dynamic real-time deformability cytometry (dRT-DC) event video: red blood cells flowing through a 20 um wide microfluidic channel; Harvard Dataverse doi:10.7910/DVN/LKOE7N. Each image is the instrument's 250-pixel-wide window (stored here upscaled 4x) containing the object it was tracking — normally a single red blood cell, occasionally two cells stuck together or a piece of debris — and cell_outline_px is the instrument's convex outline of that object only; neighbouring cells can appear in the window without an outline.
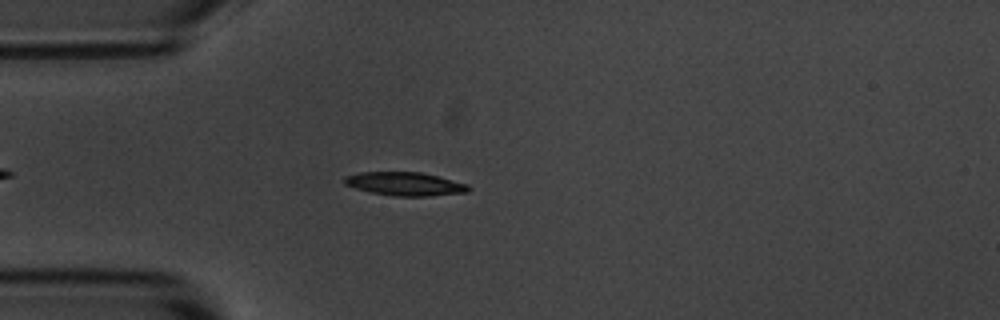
{"species": "common noctule bat (a hibernating species)", "species_latin": "Nyctalus noctula", "temperature_condition": "room temperature", "stored_images_in_passage": 45, "camera_frame_rate_fps": 3000, "um_per_image_px": 0.085, "animal": {"sex": "male", "body_mass_g": 20.1, "forearm_length_mm": 53.5}, "frame": {"image": 1, "passage_image": 8, "time_ms": 2.333, "image_size_px": [1000, 320], "cell_outline_px": [[472, 188], [468, 192], [432, 196], [392, 196], [372, 192], [356, 188], [344, 184], [344, 176], [360, 172], [420, 172], [468, 184]], "centroid_in_image_um": [34.44, 15.63], "position_along_channel_um": 50.6, "area_um2": 16.94}}
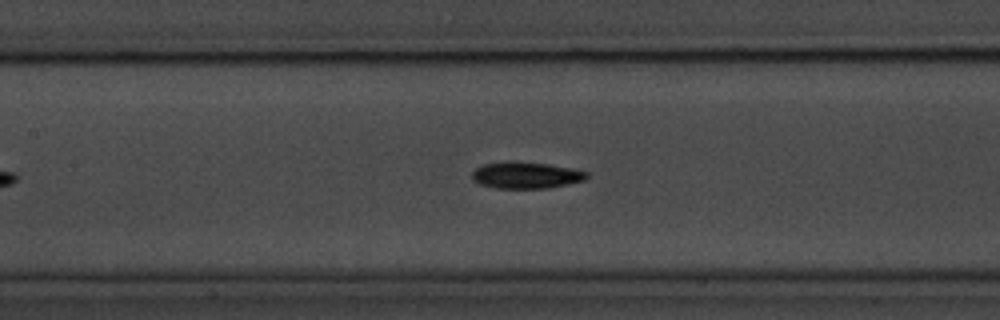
{"frame": {"image": 2, "passage_image": 18, "time_ms": 5.667, "image_size_px": [1000, 320], "cell_outline_px": [[588, 176], [584, 180], [568, 184], [548, 188], [496, 188], [480, 184], [472, 180], [472, 172], [476, 168], [484, 164], [512, 160], [548, 164], [588, 172]], "centroid_in_image_um": [44.67, 14.89], "position_along_channel_um": 162.7, "area_um2": 17.74}}
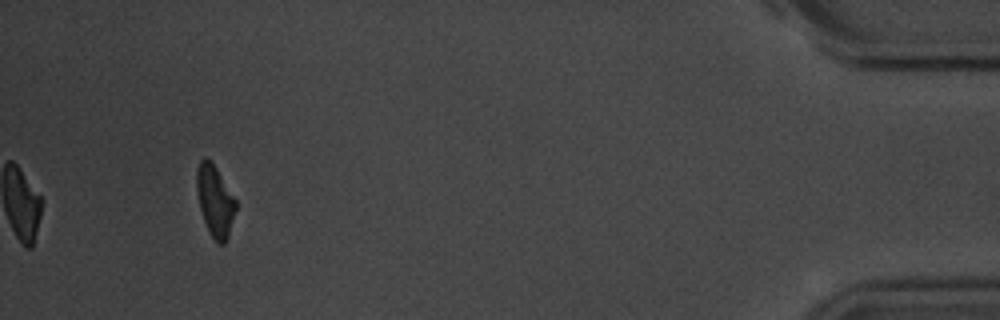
{"frame": {"image": 3, "passage_image": 45, "time_ms": 14.667, "image_size_px": [1000, 320], "cell_outline_px": [[236, 208], [228, 240], [224, 244], [216, 244], [204, 220], [200, 208], [196, 188], [196, 168], [200, 160], [204, 156], [216, 168], [236, 200]], "centroid_in_image_um": [18.27, 17.1], "position_along_channel_um": 416.9, "area_um2": 16.13}, "authors_computed_cell_mechanics": {"area_um2": 17.2822, "velocity_mm_per_s": 3.6208, "shape_relaxation_time_tau1_ms": 2.6364, "shape_relaxation_time_tau2_ms": null, "deformation_change_tau1": 0.1174, "deformation_change_tau2": null}}